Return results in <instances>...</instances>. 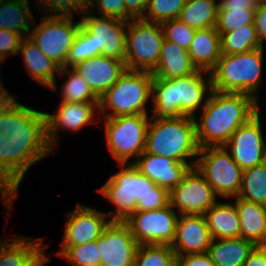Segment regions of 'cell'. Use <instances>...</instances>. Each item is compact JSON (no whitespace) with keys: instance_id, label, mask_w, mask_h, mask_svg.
<instances>
[{"instance_id":"cell-12","label":"cell","mask_w":266,"mask_h":266,"mask_svg":"<svg viewBox=\"0 0 266 266\" xmlns=\"http://www.w3.org/2000/svg\"><path fill=\"white\" fill-rule=\"evenodd\" d=\"M178 213L170 203L160 209L137 211L124 221L138 245H171Z\"/></svg>"},{"instance_id":"cell-48","label":"cell","mask_w":266,"mask_h":266,"mask_svg":"<svg viewBox=\"0 0 266 266\" xmlns=\"http://www.w3.org/2000/svg\"><path fill=\"white\" fill-rule=\"evenodd\" d=\"M261 0H218L219 10H230V7H244L256 10Z\"/></svg>"},{"instance_id":"cell-29","label":"cell","mask_w":266,"mask_h":266,"mask_svg":"<svg viewBox=\"0 0 266 266\" xmlns=\"http://www.w3.org/2000/svg\"><path fill=\"white\" fill-rule=\"evenodd\" d=\"M29 0H4L0 3V29L12 30L29 37L34 24ZM33 20V21H32Z\"/></svg>"},{"instance_id":"cell-23","label":"cell","mask_w":266,"mask_h":266,"mask_svg":"<svg viewBox=\"0 0 266 266\" xmlns=\"http://www.w3.org/2000/svg\"><path fill=\"white\" fill-rule=\"evenodd\" d=\"M22 54L23 63L29 75L52 91H57L56 74L60 67L47 57L31 40L30 37H24L21 41L18 54ZM56 73V74H55Z\"/></svg>"},{"instance_id":"cell-38","label":"cell","mask_w":266,"mask_h":266,"mask_svg":"<svg viewBox=\"0 0 266 266\" xmlns=\"http://www.w3.org/2000/svg\"><path fill=\"white\" fill-rule=\"evenodd\" d=\"M92 57H95L93 36L80 26L72 47L68 51L63 68L74 67L78 63Z\"/></svg>"},{"instance_id":"cell-51","label":"cell","mask_w":266,"mask_h":266,"mask_svg":"<svg viewBox=\"0 0 266 266\" xmlns=\"http://www.w3.org/2000/svg\"><path fill=\"white\" fill-rule=\"evenodd\" d=\"M2 62H5V61L0 57V64H2Z\"/></svg>"},{"instance_id":"cell-16","label":"cell","mask_w":266,"mask_h":266,"mask_svg":"<svg viewBox=\"0 0 266 266\" xmlns=\"http://www.w3.org/2000/svg\"><path fill=\"white\" fill-rule=\"evenodd\" d=\"M54 114L45 112L46 137L50 148L55 152L58 144L60 130L79 132L85 126L102 121L99 114V103L59 102ZM99 118V120H98ZM98 120V121H97ZM56 148V149H55Z\"/></svg>"},{"instance_id":"cell-34","label":"cell","mask_w":266,"mask_h":266,"mask_svg":"<svg viewBox=\"0 0 266 266\" xmlns=\"http://www.w3.org/2000/svg\"><path fill=\"white\" fill-rule=\"evenodd\" d=\"M133 266H177L171 245H138Z\"/></svg>"},{"instance_id":"cell-28","label":"cell","mask_w":266,"mask_h":266,"mask_svg":"<svg viewBox=\"0 0 266 266\" xmlns=\"http://www.w3.org/2000/svg\"><path fill=\"white\" fill-rule=\"evenodd\" d=\"M255 247L240 236L212 239L207 253L215 266H242Z\"/></svg>"},{"instance_id":"cell-24","label":"cell","mask_w":266,"mask_h":266,"mask_svg":"<svg viewBox=\"0 0 266 266\" xmlns=\"http://www.w3.org/2000/svg\"><path fill=\"white\" fill-rule=\"evenodd\" d=\"M240 218V237L255 246H266V206L234 197Z\"/></svg>"},{"instance_id":"cell-27","label":"cell","mask_w":266,"mask_h":266,"mask_svg":"<svg viewBox=\"0 0 266 266\" xmlns=\"http://www.w3.org/2000/svg\"><path fill=\"white\" fill-rule=\"evenodd\" d=\"M212 239L240 236V218L234 202H216L204 214Z\"/></svg>"},{"instance_id":"cell-30","label":"cell","mask_w":266,"mask_h":266,"mask_svg":"<svg viewBox=\"0 0 266 266\" xmlns=\"http://www.w3.org/2000/svg\"><path fill=\"white\" fill-rule=\"evenodd\" d=\"M218 10L216 0H186L178 18L194 30L208 29L216 26Z\"/></svg>"},{"instance_id":"cell-9","label":"cell","mask_w":266,"mask_h":266,"mask_svg":"<svg viewBox=\"0 0 266 266\" xmlns=\"http://www.w3.org/2000/svg\"><path fill=\"white\" fill-rule=\"evenodd\" d=\"M164 42L161 23L131 19L127 23L126 58L128 70L153 72Z\"/></svg>"},{"instance_id":"cell-25","label":"cell","mask_w":266,"mask_h":266,"mask_svg":"<svg viewBox=\"0 0 266 266\" xmlns=\"http://www.w3.org/2000/svg\"><path fill=\"white\" fill-rule=\"evenodd\" d=\"M188 54L197 70L211 72L221 52V38L215 27L196 30Z\"/></svg>"},{"instance_id":"cell-22","label":"cell","mask_w":266,"mask_h":266,"mask_svg":"<svg viewBox=\"0 0 266 266\" xmlns=\"http://www.w3.org/2000/svg\"><path fill=\"white\" fill-rule=\"evenodd\" d=\"M100 98L127 70L125 62L98 55L73 67Z\"/></svg>"},{"instance_id":"cell-31","label":"cell","mask_w":266,"mask_h":266,"mask_svg":"<svg viewBox=\"0 0 266 266\" xmlns=\"http://www.w3.org/2000/svg\"><path fill=\"white\" fill-rule=\"evenodd\" d=\"M58 75L67 76L59 91L60 102L99 103V97L73 67L60 68Z\"/></svg>"},{"instance_id":"cell-46","label":"cell","mask_w":266,"mask_h":266,"mask_svg":"<svg viewBox=\"0 0 266 266\" xmlns=\"http://www.w3.org/2000/svg\"><path fill=\"white\" fill-rule=\"evenodd\" d=\"M125 21L142 19L145 15L147 0H124Z\"/></svg>"},{"instance_id":"cell-2","label":"cell","mask_w":266,"mask_h":266,"mask_svg":"<svg viewBox=\"0 0 266 266\" xmlns=\"http://www.w3.org/2000/svg\"><path fill=\"white\" fill-rule=\"evenodd\" d=\"M260 103L245 93L213 90L194 118L200 148L224 146L231 135L260 110Z\"/></svg>"},{"instance_id":"cell-5","label":"cell","mask_w":266,"mask_h":266,"mask_svg":"<svg viewBox=\"0 0 266 266\" xmlns=\"http://www.w3.org/2000/svg\"><path fill=\"white\" fill-rule=\"evenodd\" d=\"M199 150L193 117L165 119L150 116L144 152L169 157L194 167Z\"/></svg>"},{"instance_id":"cell-26","label":"cell","mask_w":266,"mask_h":266,"mask_svg":"<svg viewBox=\"0 0 266 266\" xmlns=\"http://www.w3.org/2000/svg\"><path fill=\"white\" fill-rule=\"evenodd\" d=\"M197 71L186 49L175 42L165 40L162 45L159 62L152 72L153 76L172 79L186 76Z\"/></svg>"},{"instance_id":"cell-32","label":"cell","mask_w":266,"mask_h":266,"mask_svg":"<svg viewBox=\"0 0 266 266\" xmlns=\"http://www.w3.org/2000/svg\"><path fill=\"white\" fill-rule=\"evenodd\" d=\"M222 54H238L262 47L255 24H246L228 33H219Z\"/></svg>"},{"instance_id":"cell-36","label":"cell","mask_w":266,"mask_h":266,"mask_svg":"<svg viewBox=\"0 0 266 266\" xmlns=\"http://www.w3.org/2000/svg\"><path fill=\"white\" fill-rule=\"evenodd\" d=\"M255 10L244 7H230V10H218L215 29L218 33H228L246 24H254Z\"/></svg>"},{"instance_id":"cell-40","label":"cell","mask_w":266,"mask_h":266,"mask_svg":"<svg viewBox=\"0 0 266 266\" xmlns=\"http://www.w3.org/2000/svg\"><path fill=\"white\" fill-rule=\"evenodd\" d=\"M161 26L163 28L165 40L175 42L181 48L188 51L196 30L190 28L179 18L164 21L161 23Z\"/></svg>"},{"instance_id":"cell-8","label":"cell","mask_w":266,"mask_h":266,"mask_svg":"<svg viewBox=\"0 0 266 266\" xmlns=\"http://www.w3.org/2000/svg\"><path fill=\"white\" fill-rule=\"evenodd\" d=\"M149 122V115L141 114L104 118L106 144L119 164L133 163L145 151Z\"/></svg>"},{"instance_id":"cell-7","label":"cell","mask_w":266,"mask_h":266,"mask_svg":"<svg viewBox=\"0 0 266 266\" xmlns=\"http://www.w3.org/2000/svg\"><path fill=\"white\" fill-rule=\"evenodd\" d=\"M152 81L151 72L127 69L99 98L97 113L105 118L148 115L146 104L152 97Z\"/></svg>"},{"instance_id":"cell-4","label":"cell","mask_w":266,"mask_h":266,"mask_svg":"<svg viewBox=\"0 0 266 266\" xmlns=\"http://www.w3.org/2000/svg\"><path fill=\"white\" fill-rule=\"evenodd\" d=\"M212 91L211 75L206 71L197 70L192 74L172 79L153 76L151 117L196 118L195 114L206 105Z\"/></svg>"},{"instance_id":"cell-33","label":"cell","mask_w":266,"mask_h":266,"mask_svg":"<svg viewBox=\"0 0 266 266\" xmlns=\"http://www.w3.org/2000/svg\"><path fill=\"white\" fill-rule=\"evenodd\" d=\"M237 197L266 206V161L243 170L242 185Z\"/></svg>"},{"instance_id":"cell-39","label":"cell","mask_w":266,"mask_h":266,"mask_svg":"<svg viewBox=\"0 0 266 266\" xmlns=\"http://www.w3.org/2000/svg\"><path fill=\"white\" fill-rule=\"evenodd\" d=\"M35 2L40 5L38 9L41 10V13L44 12L43 15H45V13L46 15L58 16H74L73 14L82 15L87 10L88 6V0H35Z\"/></svg>"},{"instance_id":"cell-50","label":"cell","mask_w":266,"mask_h":266,"mask_svg":"<svg viewBox=\"0 0 266 266\" xmlns=\"http://www.w3.org/2000/svg\"><path fill=\"white\" fill-rule=\"evenodd\" d=\"M0 78V102L3 100V98L9 93L8 90L5 88V85L1 81Z\"/></svg>"},{"instance_id":"cell-41","label":"cell","mask_w":266,"mask_h":266,"mask_svg":"<svg viewBox=\"0 0 266 266\" xmlns=\"http://www.w3.org/2000/svg\"><path fill=\"white\" fill-rule=\"evenodd\" d=\"M0 175L14 185V148L3 133V100L0 102Z\"/></svg>"},{"instance_id":"cell-19","label":"cell","mask_w":266,"mask_h":266,"mask_svg":"<svg viewBox=\"0 0 266 266\" xmlns=\"http://www.w3.org/2000/svg\"><path fill=\"white\" fill-rule=\"evenodd\" d=\"M49 244L43 238L15 236L0 239V266H45L52 258L45 255Z\"/></svg>"},{"instance_id":"cell-13","label":"cell","mask_w":266,"mask_h":266,"mask_svg":"<svg viewBox=\"0 0 266 266\" xmlns=\"http://www.w3.org/2000/svg\"><path fill=\"white\" fill-rule=\"evenodd\" d=\"M80 23L93 36L95 56L103 55L125 62L128 21L101 15L94 16L91 11L86 10L82 14Z\"/></svg>"},{"instance_id":"cell-10","label":"cell","mask_w":266,"mask_h":266,"mask_svg":"<svg viewBox=\"0 0 266 266\" xmlns=\"http://www.w3.org/2000/svg\"><path fill=\"white\" fill-rule=\"evenodd\" d=\"M195 167L216 195L223 199L238 196L242 185L243 170L224 146L200 148Z\"/></svg>"},{"instance_id":"cell-44","label":"cell","mask_w":266,"mask_h":266,"mask_svg":"<svg viewBox=\"0 0 266 266\" xmlns=\"http://www.w3.org/2000/svg\"><path fill=\"white\" fill-rule=\"evenodd\" d=\"M18 193V189L5 177L0 175V196L1 200L4 203L5 211H7L8 215L11 214V207L14 203L16 195Z\"/></svg>"},{"instance_id":"cell-35","label":"cell","mask_w":266,"mask_h":266,"mask_svg":"<svg viewBox=\"0 0 266 266\" xmlns=\"http://www.w3.org/2000/svg\"><path fill=\"white\" fill-rule=\"evenodd\" d=\"M56 252L58 256L66 259L74 266H100L101 260L98 252L97 240L76 246H60Z\"/></svg>"},{"instance_id":"cell-20","label":"cell","mask_w":266,"mask_h":266,"mask_svg":"<svg viewBox=\"0 0 266 266\" xmlns=\"http://www.w3.org/2000/svg\"><path fill=\"white\" fill-rule=\"evenodd\" d=\"M211 240L204 215H178L171 244L176 256L206 253Z\"/></svg>"},{"instance_id":"cell-17","label":"cell","mask_w":266,"mask_h":266,"mask_svg":"<svg viewBox=\"0 0 266 266\" xmlns=\"http://www.w3.org/2000/svg\"><path fill=\"white\" fill-rule=\"evenodd\" d=\"M97 245L100 266H133L138 243L125 222L111 221Z\"/></svg>"},{"instance_id":"cell-47","label":"cell","mask_w":266,"mask_h":266,"mask_svg":"<svg viewBox=\"0 0 266 266\" xmlns=\"http://www.w3.org/2000/svg\"><path fill=\"white\" fill-rule=\"evenodd\" d=\"M255 28L262 47H264V42L266 40V1L261 0L259 2L258 8L255 10Z\"/></svg>"},{"instance_id":"cell-6","label":"cell","mask_w":266,"mask_h":266,"mask_svg":"<svg viewBox=\"0 0 266 266\" xmlns=\"http://www.w3.org/2000/svg\"><path fill=\"white\" fill-rule=\"evenodd\" d=\"M264 47L238 54H222L210 72L213 90L245 93L259 102L262 83Z\"/></svg>"},{"instance_id":"cell-11","label":"cell","mask_w":266,"mask_h":266,"mask_svg":"<svg viewBox=\"0 0 266 266\" xmlns=\"http://www.w3.org/2000/svg\"><path fill=\"white\" fill-rule=\"evenodd\" d=\"M73 19V16L43 15L41 23L34 20L29 35L37 47L60 68H63L81 26L80 20L75 22Z\"/></svg>"},{"instance_id":"cell-1","label":"cell","mask_w":266,"mask_h":266,"mask_svg":"<svg viewBox=\"0 0 266 266\" xmlns=\"http://www.w3.org/2000/svg\"><path fill=\"white\" fill-rule=\"evenodd\" d=\"M18 98L10 93L3 98V133L14 148V186L19 190L28 169L55 152L46 137L45 111L20 104Z\"/></svg>"},{"instance_id":"cell-15","label":"cell","mask_w":266,"mask_h":266,"mask_svg":"<svg viewBox=\"0 0 266 266\" xmlns=\"http://www.w3.org/2000/svg\"><path fill=\"white\" fill-rule=\"evenodd\" d=\"M260 110L241 125L224 145L242 170L266 161V140L262 131Z\"/></svg>"},{"instance_id":"cell-21","label":"cell","mask_w":266,"mask_h":266,"mask_svg":"<svg viewBox=\"0 0 266 266\" xmlns=\"http://www.w3.org/2000/svg\"><path fill=\"white\" fill-rule=\"evenodd\" d=\"M137 170L152 180L156 185L170 192L193 167L189 163L177 162L169 157L142 152L132 163Z\"/></svg>"},{"instance_id":"cell-45","label":"cell","mask_w":266,"mask_h":266,"mask_svg":"<svg viewBox=\"0 0 266 266\" xmlns=\"http://www.w3.org/2000/svg\"><path fill=\"white\" fill-rule=\"evenodd\" d=\"M177 266H215L208 253L185 254L177 256Z\"/></svg>"},{"instance_id":"cell-14","label":"cell","mask_w":266,"mask_h":266,"mask_svg":"<svg viewBox=\"0 0 266 266\" xmlns=\"http://www.w3.org/2000/svg\"><path fill=\"white\" fill-rule=\"evenodd\" d=\"M169 194L170 205L177 208L178 215H204L218 201L213 188L195 166Z\"/></svg>"},{"instance_id":"cell-37","label":"cell","mask_w":266,"mask_h":266,"mask_svg":"<svg viewBox=\"0 0 266 266\" xmlns=\"http://www.w3.org/2000/svg\"><path fill=\"white\" fill-rule=\"evenodd\" d=\"M186 0H147L145 15L148 22L162 23L178 18Z\"/></svg>"},{"instance_id":"cell-3","label":"cell","mask_w":266,"mask_h":266,"mask_svg":"<svg viewBox=\"0 0 266 266\" xmlns=\"http://www.w3.org/2000/svg\"><path fill=\"white\" fill-rule=\"evenodd\" d=\"M118 165L121 169L97 189L116 209L106 212L111 221L124 222L137 211L160 209L170 203L169 192L141 174L132 163Z\"/></svg>"},{"instance_id":"cell-49","label":"cell","mask_w":266,"mask_h":266,"mask_svg":"<svg viewBox=\"0 0 266 266\" xmlns=\"http://www.w3.org/2000/svg\"><path fill=\"white\" fill-rule=\"evenodd\" d=\"M242 266H266V246H256Z\"/></svg>"},{"instance_id":"cell-42","label":"cell","mask_w":266,"mask_h":266,"mask_svg":"<svg viewBox=\"0 0 266 266\" xmlns=\"http://www.w3.org/2000/svg\"><path fill=\"white\" fill-rule=\"evenodd\" d=\"M96 9L101 16L113 17L125 21L124 0H88L87 11L97 14Z\"/></svg>"},{"instance_id":"cell-43","label":"cell","mask_w":266,"mask_h":266,"mask_svg":"<svg viewBox=\"0 0 266 266\" xmlns=\"http://www.w3.org/2000/svg\"><path fill=\"white\" fill-rule=\"evenodd\" d=\"M23 38L15 31L0 29V57L6 61L8 56L17 55Z\"/></svg>"},{"instance_id":"cell-18","label":"cell","mask_w":266,"mask_h":266,"mask_svg":"<svg viewBox=\"0 0 266 266\" xmlns=\"http://www.w3.org/2000/svg\"><path fill=\"white\" fill-rule=\"evenodd\" d=\"M61 246H76L97 240L111 222L108 215L96 208L77 203L66 213Z\"/></svg>"}]
</instances>
